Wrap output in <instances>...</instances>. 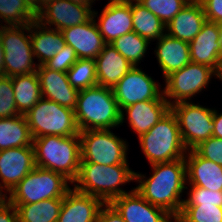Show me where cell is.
Here are the masks:
<instances>
[{"mask_svg": "<svg viewBox=\"0 0 222 222\" xmlns=\"http://www.w3.org/2000/svg\"><path fill=\"white\" fill-rule=\"evenodd\" d=\"M151 168L152 175L149 178L135 172L133 182H138V186L134 189L152 205L166 210L176 218L184 202L182 193L188 189L185 159L152 164Z\"/></svg>", "mask_w": 222, "mask_h": 222, "instance_id": "cell-1", "label": "cell"}, {"mask_svg": "<svg viewBox=\"0 0 222 222\" xmlns=\"http://www.w3.org/2000/svg\"><path fill=\"white\" fill-rule=\"evenodd\" d=\"M129 163L102 165L97 163H80L79 172L72 182L79 192L95 196L104 204H110L115 198L129 193L120 186L135 180V171Z\"/></svg>", "mask_w": 222, "mask_h": 222, "instance_id": "cell-2", "label": "cell"}, {"mask_svg": "<svg viewBox=\"0 0 222 222\" xmlns=\"http://www.w3.org/2000/svg\"><path fill=\"white\" fill-rule=\"evenodd\" d=\"M74 113L80 131L113 129L121 122L113 89L100 85L79 91Z\"/></svg>", "mask_w": 222, "mask_h": 222, "instance_id": "cell-3", "label": "cell"}, {"mask_svg": "<svg viewBox=\"0 0 222 222\" xmlns=\"http://www.w3.org/2000/svg\"><path fill=\"white\" fill-rule=\"evenodd\" d=\"M35 164L64 175L73 182L81 161L80 137L51 136L33 138Z\"/></svg>", "mask_w": 222, "mask_h": 222, "instance_id": "cell-4", "label": "cell"}, {"mask_svg": "<svg viewBox=\"0 0 222 222\" xmlns=\"http://www.w3.org/2000/svg\"><path fill=\"white\" fill-rule=\"evenodd\" d=\"M138 139L150 165L183 159L188 151L182 141L176 115L171 109Z\"/></svg>", "mask_w": 222, "mask_h": 222, "instance_id": "cell-5", "label": "cell"}, {"mask_svg": "<svg viewBox=\"0 0 222 222\" xmlns=\"http://www.w3.org/2000/svg\"><path fill=\"white\" fill-rule=\"evenodd\" d=\"M72 182L52 170L35 167L8 194L12 204H30L45 199H63Z\"/></svg>", "mask_w": 222, "mask_h": 222, "instance_id": "cell-6", "label": "cell"}, {"mask_svg": "<svg viewBox=\"0 0 222 222\" xmlns=\"http://www.w3.org/2000/svg\"><path fill=\"white\" fill-rule=\"evenodd\" d=\"M32 138L80 134L74 110L41 98L25 115Z\"/></svg>", "mask_w": 222, "mask_h": 222, "instance_id": "cell-7", "label": "cell"}, {"mask_svg": "<svg viewBox=\"0 0 222 222\" xmlns=\"http://www.w3.org/2000/svg\"><path fill=\"white\" fill-rule=\"evenodd\" d=\"M0 37L4 47L5 76L12 77L37 71L38 64L34 62L30 24L1 25Z\"/></svg>", "mask_w": 222, "mask_h": 222, "instance_id": "cell-8", "label": "cell"}, {"mask_svg": "<svg viewBox=\"0 0 222 222\" xmlns=\"http://www.w3.org/2000/svg\"><path fill=\"white\" fill-rule=\"evenodd\" d=\"M80 163L116 165L128 162V143L111 129L80 131Z\"/></svg>", "mask_w": 222, "mask_h": 222, "instance_id": "cell-9", "label": "cell"}, {"mask_svg": "<svg viewBox=\"0 0 222 222\" xmlns=\"http://www.w3.org/2000/svg\"><path fill=\"white\" fill-rule=\"evenodd\" d=\"M212 76H215V70L210 66L190 62L164 79V98L170 106L179 102H190L193 96L208 86Z\"/></svg>", "mask_w": 222, "mask_h": 222, "instance_id": "cell-10", "label": "cell"}, {"mask_svg": "<svg viewBox=\"0 0 222 222\" xmlns=\"http://www.w3.org/2000/svg\"><path fill=\"white\" fill-rule=\"evenodd\" d=\"M176 115L182 137L187 150L193 149L200 142L213 136L214 109L194 104V102H179L171 106Z\"/></svg>", "mask_w": 222, "mask_h": 222, "instance_id": "cell-11", "label": "cell"}, {"mask_svg": "<svg viewBox=\"0 0 222 222\" xmlns=\"http://www.w3.org/2000/svg\"><path fill=\"white\" fill-rule=\"evenodd\" d=\"M159 84L140 67L131 68L112 88L120 111L137 102L156 100L163 93Z\"/></svg>", "mask_w": 222, "mask_h": 222, "instance_id": "cell-12", "label": "cell"}, {"mask_svg": "<svg viewBox=\"0 0 222 222\" xmlns=\"http://www.w3.org/2000/svg\"><path fill=\"white\" fill-rule=\"evenodd\" d=\"M92 6L76 4L70 0H54L43 7L37 14L36 20L42 25L64 30L68 27L88 22L93 17Z\"/></svg>", "mask_w": 222, "mask_h": 222, "instance_id": "cell-13", "label": "cell"}, {"mask_svg": "<svg viewBox=\"0 0 222 222\" xmlns=\"http://www.w3.org/2000/svg\"><path fill=\"white\" fill-rule=\"evenodd\" d=\"M33 146L0 151V186L9 193L34 168Z\"/></svg>", "mask_w": 222, "mask_h": 222, "instance_id": "cell-14", "label": "cell"}, {"mask_svg": "<svg viewBox=\"0 0 222 222\" xmlns=\"http://www.w3.org/2000/svg\"><path fill=\"white\" fill-rule=\"evenodd\" d=\"M126 222H173L175 218L166 210L152 205L134 188L110 203Z\"/></svg>", "mask_w": 222, "mask_h": 222, "instance_id": "cell-15", "label": "cell"}, {"mask_svg": "<svg viewBox=\"0 0 222 222\" xmlns=\"http://www.w3.org/2000/svg\"><path fill=\"white\" fill-rule=\"evenodd\" d=\"M97 14L93 11L88 22L61 30L65 44L76 52L79 59L95 60L106 45L96 23Z\"/></svg>", "mask_w": 222, "mask_h": 222, "instance_id": "cell-16", "label": "cell"}, {"mask_svg": "<svg viewBox=\"0 0 222 222\" xmlns=\"http://www.w3.org/2000/svg\"><path fill=\"white\" fill-rule=\"evenodd\" d=\"M171 109L162 93L156 100H146L129 105L121 110L120 125L127 122L132 130L140 137L147 133ZM127 118L125 119V114Z\"/></svg>", "mask_w": 222, "mask_h": 222, "instance_id": "cell-17", "label": "cell"}, {"mask_svg": "<svg viewBox=\"0 0 222 222\" xmlns=\"http://www.w3.org/2000/svg\"><path fill=\"white\" fill-rule=\"evenodd\" d=\"M36 72L40 81L42 98L75 109L79 90L69 83L66 72L51 70L45 65L38 66Z\"/></svg>", "mask_w": 222, "mask_h": 222, "instance_id": "cell-18", "label": "cell"}, {"mask_svg": "<svg viewBox=\"0 0 222 222\" xmlns=\"http://www.w3.org/2000/svg\"><path fill=\"white\" fill-rule=\"evenodd\" d=\"M103 205L97 197L71 188L63 197L57 222H97Z\"/></svg>", "mask_w": 222, "mask_h": 222, "instance_id": "cell-19", "label": "cell"}, {"mask_svg": "<svg viewBox=\"0 0 222 222\" xmlns=\"http://www.w3.org/2000/svg\"><path fill=\"white\" fill-rule=\"evenodd\" d=\"M186 185L222 191V166L199 156L193 149L187 151Z\"/></svg>", "mask_w": 222, "mask_h": 222, "instance_id": "cell-20", "label": "cell"}, {"mask_svg": "<svg viewBox=\"0 0 222 222\" xmlns=\"http://www.w3.org/2000/svg\"><path fill=\"white\" fill-rule=\"evenodd\" d=\"M189 46L191 62L204 64L215 70L222 60L218 23L206 21Z\"/></svg>", "mask_w": 222, "mask_h": 222, "instance_id": "cell-21", "label": "cell"}, {"mask_svg": "<svg viewBox=\"0 0 222 222\" xmlns=\"http://www.w3.org/2000/svg\"><path fill=\"white\" fill-rule=\"evenodd\" d=\"M96 23L106 44L133 31L131 2L104 6Z\"/></svg>", "mask_w": 222, "mask_h": 222, "instance_id": "cell-22", "label": "cell"}, {"mask_svg": "<svg viewBox=\"0 0 222 222\" xmlns=\"http://www.w3.org/2000/svg\"><path fill=\"white\" fill-rule=\"evenodd\" d=\"M206 21L201 2L189 1L166 25V34L190 43Z\"/></svg>", "mask_w": 222, "mask_h": 222, "instance_id": "cell-23", "label": "cell"}, {"mask_svg": "<svg viewBox=\"0 0 222 222\" xmlns=\"http://www.w3.org/2000/svg\"><path fill=\"white\" fill-rule=\"evenodd\" d=\"M157 41L154 52L164 78L191 62L188 42L175 39L166 33Z\"/></svg>", "mask_w": 222, "mask_h": 222, "instance_id": "cell-24", "label": "cell"}, {"mask_svg": "<svg viewBox=\"0 0 222 222\" xmlns=\"http://www.w3.org/2000/svg\"><path fill=\"white\" fill-rule=\"evenodd\" d=\"M98 85L113 88L133 68L113 46L106 44L95 58Z\"/></svg>", "mask_w": 222, "mask_h": 222, "instance_id": "cell-25", "label": "cell"}, {"mask_svg": "<svg viewBox=\"0 0 222 222\" xmlns=\"http://www.w3.org/2000/svg\"><path fill=\"white\" fill-rule=\"evenodd\" d=\"M30 37L34 57L38 66L44 65L53 56L61 52L65 42L60 30L42 25L35 20L30 24Z\"/></svg>", "mask_w": 222, "mask_h": 222, "instance_id": "cell-26", "label": "cell"}, {"mask_svg": "<svg viewBox=\"0 0 222 222\" xmlns=\"http://www.w3.org/2000/svg\"><path fill=\"white\" fill-rule=\"evenodd\" d=\"M16 108L20 115H26L42 98L37 72L12 76Z\"/></svg>", "mask_w": 222, "mask_h": 222, "instance_id": "cell-27", "label": "cell"}, {"mask_svg": "<svg viewBox=\"0 0 222 222\" xmlns=\"http://www.w3.org/2000/svg\"><path fill=\"white\" fill-rule=\"evenodd\" d=\"M25 115L0 118V151L23 146H33Z\"/></svg>", "mask_w": 222, "mask_h": 222, "instance_id": "cell-28", "label": "cell"}, {"mask_svg": "<svg viewBox=\"0 0 222 222\" xmlns=\"http://www.w3.org/2000/svg\"><path fill=\"white\" fill-rule=\"evenodd\" d=\"M133 31L149 41L158 40L166 33L164 23L137 0L131 1Z\"/></svg>", "mask_w": 222, "mask_h": 222, "instance_id": "cell-29", "label": "cell"}, {"mask_svg": "<svg viewBox=\"0 0 222 222\" xmlns=\"http://www.w3.org/2000/svg\"><path fill=\"white\" fill-rule=\"evenodd\" d=\"M63 199H45L30 204H13L19 222H57Z\"/></svg>", "mask_w": 222, "mask_h": 222, "instance_id": "cell-30", "label": "cell"}, {"mask_svg": "<svg viewBox=\"0 0 222 222\" xmlns=\"http://www.w3.org/2000/svg\"><path fill=\"white\" fill-rule=\"evenodd\" d=\"M150 41L141 37L136 32L124 34L112 43L113 46L133 67L138 66L145 57V53L150 45Z\"/></svg>", "mask_w": 222, "mask_h": 222, "instance_id": "cell-31", "label": "cell"}, {"mask_svg": "<svg viewBox=\"0 0 222 222\" xmlns=\"http://www.w3.org/2000/svg\"><path fill=\"white\" fill-rule=\"evenodd\" d=\"M35 20L36 14L24 0H0L1 24L4 22V25H27Z\"/></svg>", "mask_w": 222, "mask_h": 222, "instance_id": "cell-32", "label": "cell"}, {"mask_svg": "<svg viewBox=\"0 0 222 222\" xmlns=\"http://www.w3.org/2000/svg\"><path fill=\"white\" fill-rule=\"evenodd\" d=\"M66 73L69 83L79 91L98 85L94 59H78Z\"/></svg>", "mask_w": 222, "mask_h": 222, "instance_id": "cell-33", "label": "cell"}, {"mask_svg": "<svg viewBox=\"0 0 222 222\" xmlns=\"http://www.w3.org/2000/svg\"><path fill=\"white\" fill-rule=\"evenodd\" d=\"M178 222H222V208L214 204L182 205Z\"/></svg>", "mask_w": 222, "mask_h": 222, "instance_id": "cell-34", "label": "cell"}, {"mask_svg": "<svg viewBox=\"0 0 222 222\" xmlns=\"http://www.w3.org/2000/svg\"><path fill=\"white\" fill-rule=\"evenodd\" d=\"M155 14L166 26L189 0H137Z\"/></svg>", "mask_w": 222, "mask_h": 222, "instance_id": "cell-35", "label": "cell"}, {"mask_svg": "<svg viewBox=\"0 0 222 222\" xmlns=\"http://www.w3.org/2000/svg\"><path fill=\"white\" fill-rule=\"evenodd\" d=\"M20 115L16 108L12 77L0 76V118Z\"/></svg>", "mask_w": 222, "mask_h": 222, "instance_id": "cell-36", "label": "cell"}, {"mask_svg": "<svg viewBox=\"0 0 222 222\" xmlns=\"http://www.w3.org/2000/svg\"><path fill=\"white\" fill-rule=\"evenodd\" d=\"M190 191L183 205L214 204L222 208V191H212L203 187L188 185Z\"/></svg>", "mask_w": 222, "mask_h": 222, "instance_id": "cell-37", "label": "cell"}, {"mask_svg": "<svg viewBox=\"0 0 222 222\" xmlns=\"http://www.w3.org/2000/svg\"><path fill=\"white\" fill-rule=\"evenodd\" d=\"M193 150L202 158L222 166V139L211 136L200 142Z\"/></svg>", "mask_w": 222, "mask_h": 222, "instance_id": "cell-38", "label": "cell"}, {"mask_svg": "<svg viewBox=\"0 0 222 222\" xmlns=\"http://www.w3.org/2000/svg\"><path fill=\"white\" fill-rule=\"evenodd\" d=\"M78 59L76 52L65 44L62 51L44 65L51 70L67 72Z\"/></svg>", "mask_w": 222, "mask_h": 222, "instance_id": "cell-39", "label": "cell"}, {"mask_svg": "<svg viewBox=\"0 0 222 222\" xmlns=\"http://www.w3.org/2000/svg\"><path fill=\"white\" fill-rule=\"evenodd\" d=\"M207 21L222 22V0H201Z\"/></svg>", "mask_w": 222, "mask_h": 222, "instance_id": "cell-40", "label": "cell"}, {"mask_svg": "<svg viewBox=\"0 0 222 222\" xmlns=\"http://www.w3.org/2000/svg\"><path fill=\"white\" fill-rule=\"evenodd\" d=\"M97 222H126L111 204H104L98 213Z\"/></svg>", "mask_w": 222, "mask_h": 222, "instance_id": "cell-41", "label": "cell"}, {"mask_svg": "<svg viewBox=\"0 0 222 222\" xmlns=\"http://www.w3.org/2000/svg\"><path fill=\"white\" fill-rule=\"evenodd\" d=\"M0 222H19L16 207L9 201L0 206Z\"/></svg>", "mask_w": 222, "mask_h": 222, "instance_id": "cell-42", "label": "cell"}, {"mask_svg": "<svg viewBox=\"0 0 222 222\" xmlns=\"http://www.w3.org/2000/svg\"><path fill=\"white\" fill-rule=\"evenodd\" d=\"M214 130L213 136L222 139V113H218L214 108L213 112Z\"/></svg>", "mask_w": 222, "mask_h": 222, "instance_id": "cell-43", "label": "cell"}, {"mask_svg": "<svg viewBox=\"0 0 222 222\" xmlns=\"http://www.w3.org/2000/svg\"><path fill=\"white\" fill-rule=\"evenodd\" d=\"M0 76H4V47L0 37Z\"/></svg>", "mask_w": 222, "mask_h": 222, "instance_id": "cell-44", "label": "cell"}, {"mask_svg": "<svg viewBox=\"0 0 222 222\" xmlns=\"http://www.w3.org/2000/svg\"><path fill=\"white\" fill-rule=\"evenodd\" d=\"M3 190L4 189L0 186V206H2L6 201H8L7 193Z\"/></svg>", "mask_w": 222, "mask_h": 222, "instance_id": "cell-45", "label": "cell"}, {"mask_svg": "<svg viewBox=\"0 0 222 222\" xmlns=\"http://www.w3.org/2000/svg\"><path fill=\"white\" fill-rule=\"evenodd\" d=\"M70 1L73 2V3H76V4H82V5H85V6H92V3L95 0H70Z\"/></svg>", "mask_w": 222, "mask_h": 222, "instance_id": "cell-46", "label": "cell"}, {"mask_svg": "<svg viewBox=\"0 0 222 222\" xmlns=\"http://www.w3.org/2000/svg\"><path fill=\"white\" fill-rule=\"evenodd\" d=\"M215 76L222 81V60L215 69Z\"/></svg>", "mask_w": 222, "mask_h": 222, "instance_id": "cell-47", "label": "cell"}, {"mask_svg": "<svg viewBox=\"0 0 222 222\" xmlns=\"http://www.w3.org/2000/svg\"><path fill=\"white\" fill-rule=\"evenodd\" d=\"M133 0H110L107 5L130 3Z\"/></svg>", "mask_w": 222, "mask_h": 222, "instance_id": "cell-48", "label": "cell"}, {"mask_svg": "<svg viewBox=\"0 0 222 222\" xmlns=\"http://www.w3.org/2000/svg\"><path fill=\"white\" fill-rule=\"evenodd\" d=\"M218 29H219V42L221 45V57H222V22L218 23Z\"/></svg>", "mask_w": 222, "mask_h": 222, "instance_id": "cell-49", "label": "cell"}, {"mask_svg": "<svg viewBox=\"0 0 222 222\" xmlns=\"http://www.w3.org/2000/svg\"><path fill=\"white\" fill-rule=\"evenodd\" d=\"M54 0H39V11L45 7L50 2H53Z\"/></svg>", "mask_w": 222, "mask_h": 222, "instance_id": "cell-50", "label": "cell"}, {"mask_svg": "<svg viewBox=\"0 0 222 222\" xmlns=\"http://www.w3.org/2000/svg\"><path fill=\"white\" fill-rule=\"evenodd\" d=\"M189 1L201 2V0H189Z\"/></svg>", "mask_w": 222, "mask_h": 222, "instance_id": "cell-51", "label": "cell"}]
</instances>
